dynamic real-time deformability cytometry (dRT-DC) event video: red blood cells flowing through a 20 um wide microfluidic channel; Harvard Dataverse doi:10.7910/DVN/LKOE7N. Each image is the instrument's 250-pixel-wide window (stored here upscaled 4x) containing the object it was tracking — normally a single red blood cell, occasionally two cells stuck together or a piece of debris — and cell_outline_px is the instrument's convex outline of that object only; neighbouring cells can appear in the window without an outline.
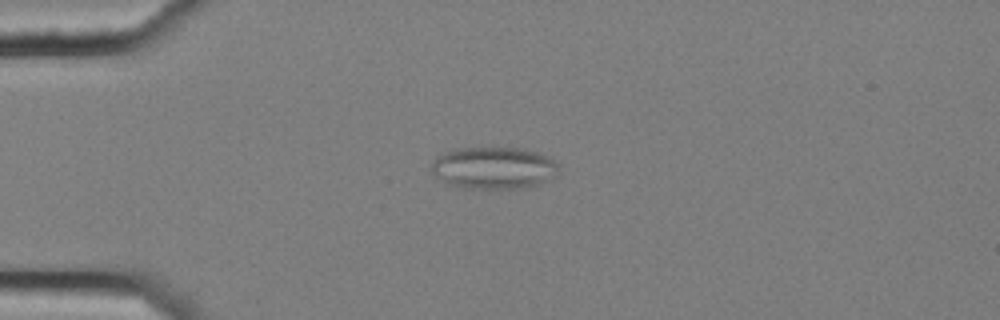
{"species": "common noctule bat (a hibernating species)", "species_latin": "Nyctalus noctula", "temperature_condition": "cold", "stored_images_in_passage": 2, "camera_frame_rate_fps": 3000, "um_per_image_px": 0.085, "animal": {"sex": "female", "body_mass_g": 25.1}, "frame": {"image": 1, "passage_image": 1, "time_ms": 0.0, "image_size_px": [1000, 320], "cell_outline_px": [[560, 164], [556, 176], [540, 184], [520, 188], [456, 188], [444, 184], [432, 172], [432, 164], [436, 156], [444, 152], [456, 148], [520, 148], [540, 152], [552, 156]], "centroid_in_image_um": [41.99, 14.27], "position_along_channel_um": 43.0, "area_um2": 31.85}}